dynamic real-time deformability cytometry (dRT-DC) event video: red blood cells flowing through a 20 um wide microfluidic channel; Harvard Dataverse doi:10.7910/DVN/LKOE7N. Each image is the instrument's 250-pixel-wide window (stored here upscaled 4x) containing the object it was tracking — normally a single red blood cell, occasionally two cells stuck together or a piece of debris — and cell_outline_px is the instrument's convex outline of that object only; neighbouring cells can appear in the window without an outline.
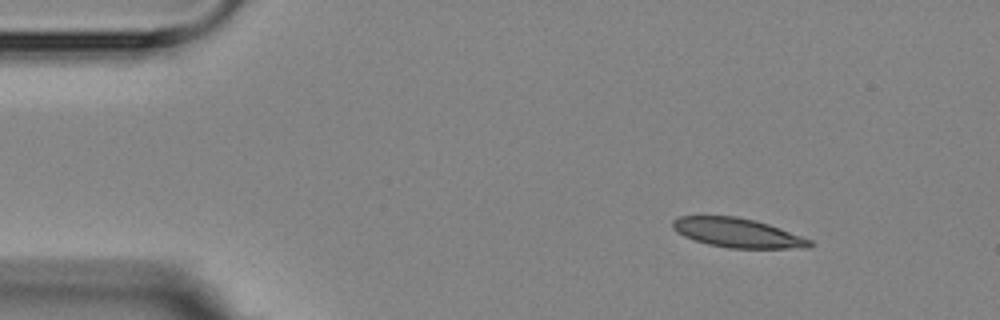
{"species": "Egyptian fruit bat (a non-hibernating species)", "species_latin": "Rousettus aegyptiacus", "temperature_condition": "room temperature", "stored_images_in_passage": 3, "camera_frame_rate_fps": 3000, "um_per_image_px": 0.085, "animal": {"sex": "female"}, "frame": {"image": 1, "passage_image": 1, "time_ms": 0.0, "image_size_px": [1000, 320], "cell_outline_px": [[812, 244], [808, 248], [728, 248], [708, 244], [684, 236], [676, 232], [672, 228], [672, 220], [680, 216], [736, 216], [768, 224], [780, 228], [812, 240]], "centroid_in_image_um": [62.67, 19.79], "position_along_channel_um": 22.3, "area_um2": 23.24}}
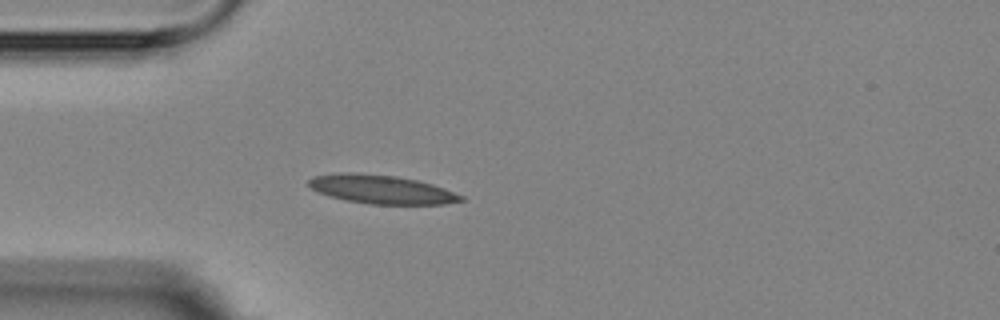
{"frame": {"image": 2, "passage_image": 3, "time_ms": 2.667, "image_size_px": [1000, 320], "cell_outline_px": [[464, 200], [444, 204], [368, 204], [344, 200], [328, 196], [316, 192], [308, 184], [308, 180], [312, 176], [340, 172], [352, 172], [396, 176], [416, 180], [432, 184], [444, 188], [464, 196]], "centroid_in_image_um": [32.37, 16.09], "position_along_channel_um": 52.6, "area_um2": 25.61}}